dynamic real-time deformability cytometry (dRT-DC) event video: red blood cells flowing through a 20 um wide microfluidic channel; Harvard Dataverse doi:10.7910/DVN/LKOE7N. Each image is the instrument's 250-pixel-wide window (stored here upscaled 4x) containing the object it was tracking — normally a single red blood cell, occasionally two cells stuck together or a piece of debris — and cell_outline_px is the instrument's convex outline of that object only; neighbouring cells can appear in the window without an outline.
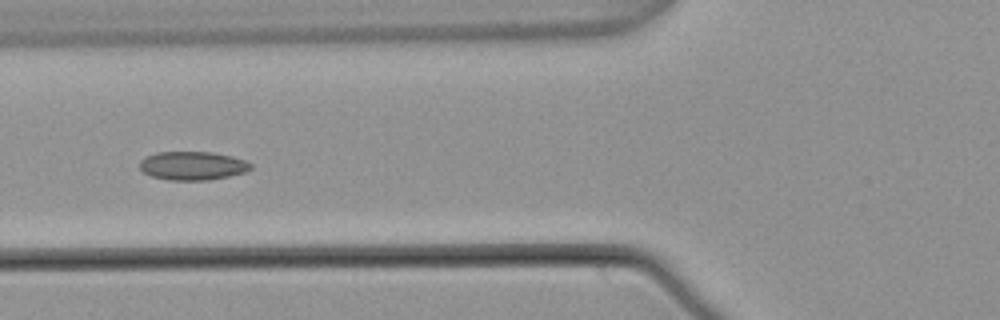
{"species": "common noctule bat (a hibernating species)", "species_latin": "Nyctalus noctula", "temperature_condition": "warm", "stored_images_in_passage": 5, "camera_frame_rate_fps": 3000, "um_per_image_px": 0.085, "animal": {"sex": "male", "body_mass_g": 21.5, "forearm_length_mm": 52.0}, "frame": {"image": 1, "passage_image": 5, "time_ms": 1.333, "image_size_px": [1000, 320], "cell_outline_px": [[252, 168], [244, 172], [228, 176], [208, 180], [168, 180], [152, 176], [144, 172], [140, 168], [140, 160], [144, 156], [156, 152], [212, 152], [232, 156], [244, 160], [252, 164]], "centroid_in_image_um": [16.35, 14.08], "position_along_channel_um": 109.5, "area_um2": 18.5}}